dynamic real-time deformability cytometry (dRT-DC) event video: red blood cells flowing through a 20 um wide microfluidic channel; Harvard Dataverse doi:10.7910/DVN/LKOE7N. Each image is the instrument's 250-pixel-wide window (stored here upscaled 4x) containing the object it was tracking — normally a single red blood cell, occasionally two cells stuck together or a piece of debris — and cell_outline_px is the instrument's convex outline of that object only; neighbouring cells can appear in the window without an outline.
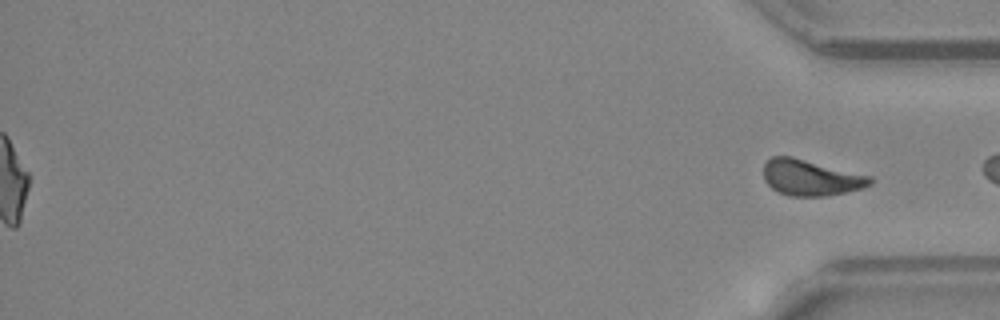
{"species": "common noctule bat (a hibernating species)", "species_latin": "Nyctalus noctula", "temperature_condition": "warm", "stored_images_in_passage": 47, "segment_of_instrument_passage": [2, 2], "camera_frame_rate_fps": 3000, "um_per_image_px": 0.085, "animal": {"sex": "female", "body_mass_g": 24.6, "forearm_length_mm": 56.2}, "frame": {"image": 1, "passage_image": 47, "time_ms": 15.333, "image_size_px": [1000, 320], "cell_outline_px": [[872, 184], [864, 188], [824, 196], [788, 196], [772, 188], [764, 180], [764, 164], [772, 156], [792, 156], [872, 176]], "centroid_in_image_um": [68.92, 15.09], "position_along_channel_um": 366.3, "area_um2": 22.31}}